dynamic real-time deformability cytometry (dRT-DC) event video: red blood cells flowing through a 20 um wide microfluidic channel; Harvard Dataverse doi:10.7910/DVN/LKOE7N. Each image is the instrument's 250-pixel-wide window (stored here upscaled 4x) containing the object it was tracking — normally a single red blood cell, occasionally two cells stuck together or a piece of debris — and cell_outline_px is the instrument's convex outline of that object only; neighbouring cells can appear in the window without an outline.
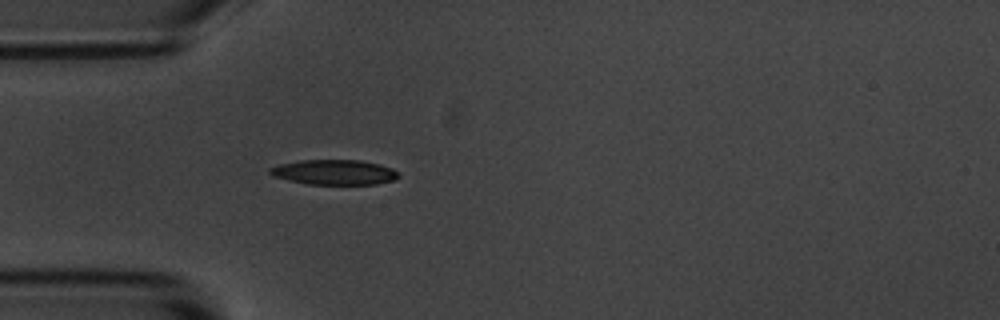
{"species": "common noctule bat (a hibernating species)", "species_latin": "Nyctalus noctula", "temperature_condition": "room temperature", "stored_images_in_passage": 1, "camera_frame_rate_fps": 3000, "um_per_image_px": 0.085, "animal": {"sex": "male", "body_mass_g": 20.1, "forearm_length_mm": 53.5}, "frame": {"image": 1, "passage_image": 1, "time_ms": 0.0, "image_size_px": [1000, 320], "cell_outline_px": [[400, 176], [396, 180], [376, 184], [308, 184], [288, 180], [272, 176], [268, 172], [268, 168], [280, 164], [300, 160], [360, 160], [380, 164], [392, 168], [400, 172]], "centroid_in_image_um": [28.44, 14.64], "position_along_channel_um": 56.6, "area_um2": 18.96}}